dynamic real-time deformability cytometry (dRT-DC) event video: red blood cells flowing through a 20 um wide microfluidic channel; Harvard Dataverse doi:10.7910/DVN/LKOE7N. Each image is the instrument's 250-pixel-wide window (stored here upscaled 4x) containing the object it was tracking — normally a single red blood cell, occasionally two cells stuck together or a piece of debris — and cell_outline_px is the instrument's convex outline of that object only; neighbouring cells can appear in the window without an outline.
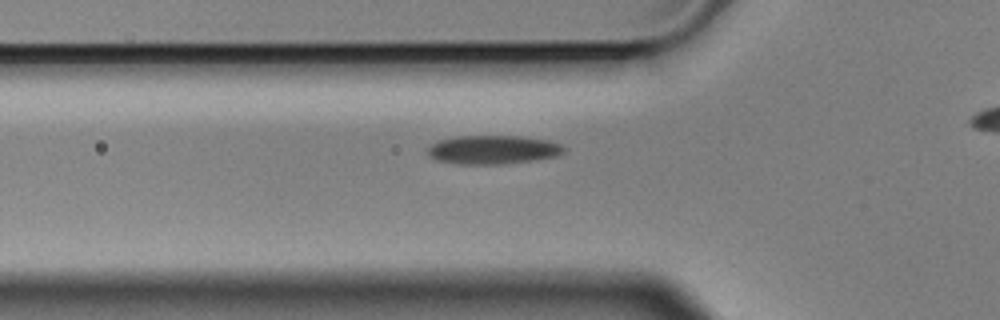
{"species": "Egyptian fruit bat (a non-hibernating species)", "species_latin": "Rousettus aegyptiacus", "temperature_condition": "cold", "stored_images_in_passage": 7, "segment_of_instrument_passage": [1, 2], "camera_frame_rate_fps": 3000, "um_per_image_px": 0.085, "animal": {"sex": "male"}, "frame": {"image": 1, "passage_image": 6, "time_ms": 1.667, "image_size_px": [1000, 320], "cell_outline_px": [[564, 152], [556, 156], [532, 160], [504, 164], [456, 164], [436, 160], [428, 156], [428, 148], [432, 144], [440, 140], [456, 136], [520, 136], [548, 140], [560, 144], [564, 148]], "centroid_in_image_um": [41.87, 12.73], "position_along_channel_um": 83.9, "area_um2": 22.77}}